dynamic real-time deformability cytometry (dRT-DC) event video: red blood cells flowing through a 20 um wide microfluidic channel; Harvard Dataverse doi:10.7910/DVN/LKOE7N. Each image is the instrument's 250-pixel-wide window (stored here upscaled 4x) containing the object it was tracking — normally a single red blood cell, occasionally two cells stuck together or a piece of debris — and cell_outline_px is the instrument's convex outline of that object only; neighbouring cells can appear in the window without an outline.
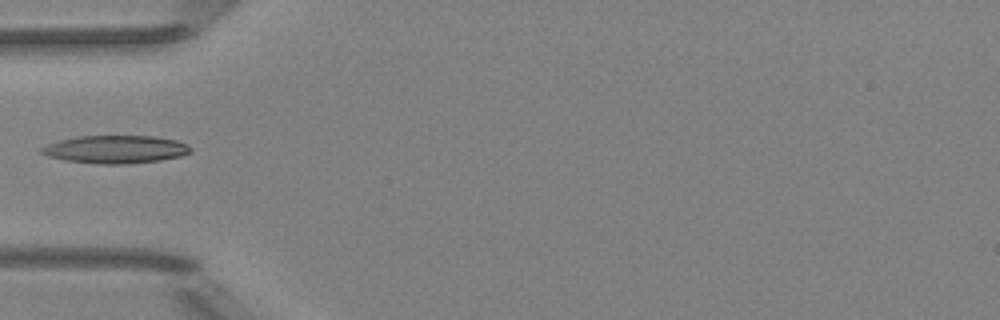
{"species": "Egyptian fruit bat (a non-hibernating species)", "species_latin": "Rousettus aegyptiacus", "temperature_condition": "room temperature", "stored_images_in_passage": 5, "camera_frame_rate_fps": 3000, "um_per_image_px": 0.085, "animal": {"sex": "female"}, "frame": {"image": 1, "passage_image": 5, "time_ms": 5.333, "image_size_px": [1000, 320], "cell_outline_px": [[192, 152], [180, 156], [160, 160], [128, 164], [100, 164], [64, 160], [48, 156], [40, 152], [40, 148], [48, 144], [60, 140], [76, 136], [152, 136], [176, 140], [192, 148]], "centroid_in_image_um": [9.81, 12.7], "position_along_channel_um": 75.2, "area_um2": 24.16}}